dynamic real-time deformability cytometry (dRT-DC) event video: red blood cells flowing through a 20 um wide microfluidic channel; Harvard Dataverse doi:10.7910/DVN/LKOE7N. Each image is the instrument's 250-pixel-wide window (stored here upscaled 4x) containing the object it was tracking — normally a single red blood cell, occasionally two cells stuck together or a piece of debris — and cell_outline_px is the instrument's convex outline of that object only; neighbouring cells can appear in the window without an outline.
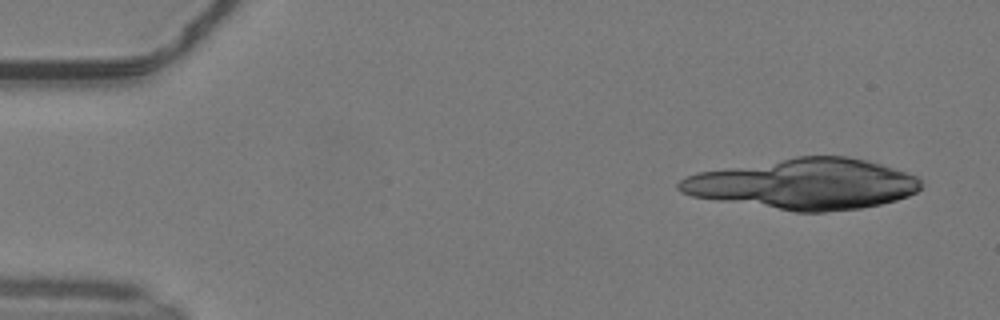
{"species": "common noctule bat (a hibernating species)", "species_latin": "Nyctalus noctula", "temperature_condition": "warm", "stored_images_in_passage": 1, "camera_frame_rate_fps": 3000, "um_per_image_px": 0.085, "animal": {"sex": "male", "body_mass_g": 19.2, "forearm_length_mm": 51.8}, "frame": {"image": 1, "passage_image": 1, "time_ms": 0.0, "image_size_px": [1000, 320], "cell_outline_px": [[916, 188], [912, 192], [904, 196], [872, 204], [844, 208], [788, 208], [704, 196], [748, 192]], "centroid_in_image_um": [69.56, 16.81], "position_along_channel_um": 15.4, "area_um2": 19.07}}